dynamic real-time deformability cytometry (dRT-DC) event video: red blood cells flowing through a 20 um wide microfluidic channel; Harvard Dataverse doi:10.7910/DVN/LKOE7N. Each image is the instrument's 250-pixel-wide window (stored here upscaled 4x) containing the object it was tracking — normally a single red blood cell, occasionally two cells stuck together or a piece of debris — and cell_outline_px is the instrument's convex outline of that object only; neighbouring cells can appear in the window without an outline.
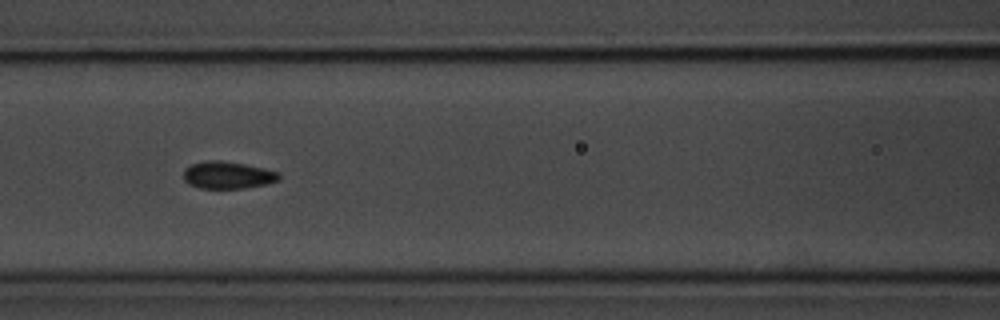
{"species": "common noctule bat (a hibernating species)", "species_latin": "Nyctalus noctula", "temperature_condition": "room temperature", "stored_images_in_passage": 11, "camera_frame_rate_fps": 3000, "um_per_image_px": 0.085, "animal": {"sex": "male", "body_mass_g": 20.1, "forearm_length_mm": 53.5}, "frame": {"image": 1, "passage_image": 7, "time_ms": 7.667, "image_size_px": [1000, 320], "cell_outline_px": [[280, 180], [264, 184], [244, 188], [200, 188], [188, 184], [184, 180], [184, 168], [192, 164], [208, 160], [220, 160], [244, 164], [264, 168], [280, 172]], "centroid_in_image_um": [19.35, 14.88], "position_along_channel_um": 147.2, "area_um2": 15.14}}
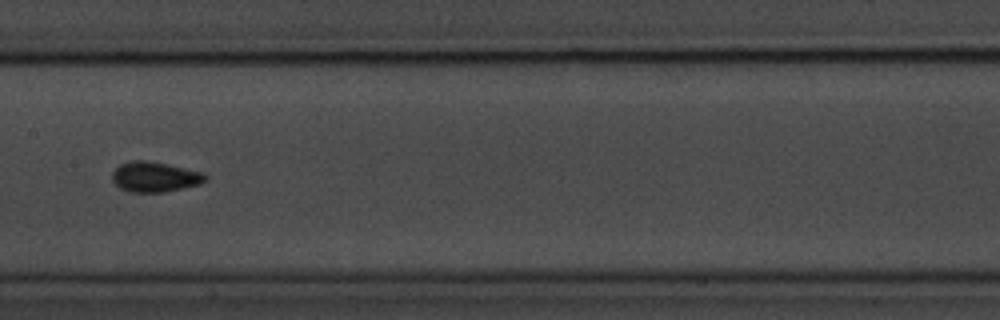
{"frame": {"image": 2, "passage_image": 8, "time_ms": 9.0, "image_size_px": [1000, 320], "cell_outline_px": [[208, 180], [200, 184], [164, 192], [132, 192], [120, 188], [112, 180], [112, 172], [120, 164], [132, 160], [148, 160], [168, 164], [204, 172], [208, 176]], "centroid_in_image_um": [13.19, 15.02], "position_along_channel_um": 194.2, "area_um2": 16.53}}